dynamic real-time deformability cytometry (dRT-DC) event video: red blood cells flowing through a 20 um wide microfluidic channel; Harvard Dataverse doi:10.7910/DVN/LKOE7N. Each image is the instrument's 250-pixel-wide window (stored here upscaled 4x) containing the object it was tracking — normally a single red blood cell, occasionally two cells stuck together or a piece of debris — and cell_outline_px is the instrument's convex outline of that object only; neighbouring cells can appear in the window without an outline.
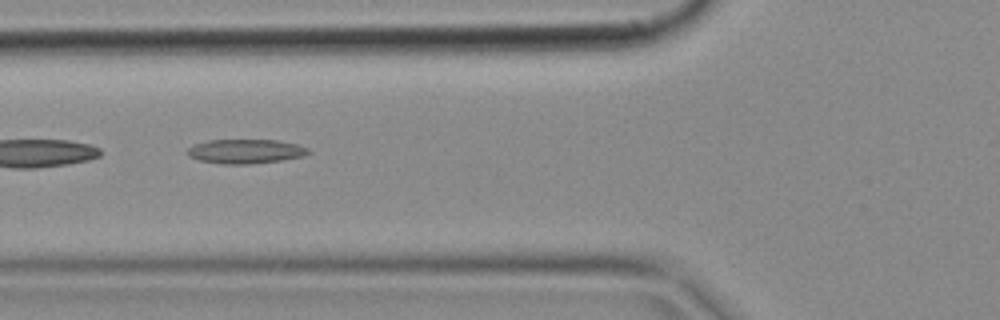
{"species": "common noctule bat (a hibernating species)", "species_latin": "Nyctalus noctula", "temperature_condition": "cold", "stored_images_in_passage": 6, "camera_frame_rate_fps": 3000, "um_per_image_px": 0.085, "animal": {"sex": "female", "body_mass_g": 18.4}, "frame": {"image": 1, "passage_image": 4, "time_ms": 1.0, "image_size_px": [1000, 320], "cell_outline_px": [[312, 152], [304, 156], [280, 160], [248, 164], [224, 164], [200, 160], [188, 156], [184, 152], [192, 144], [208, 140], [276, 140], [296, 144], [308, 148]], "centroid_in_image_um": [20.83, 12.86], "position_along_channel_um": 105.0, "area_um2": 17.17}}
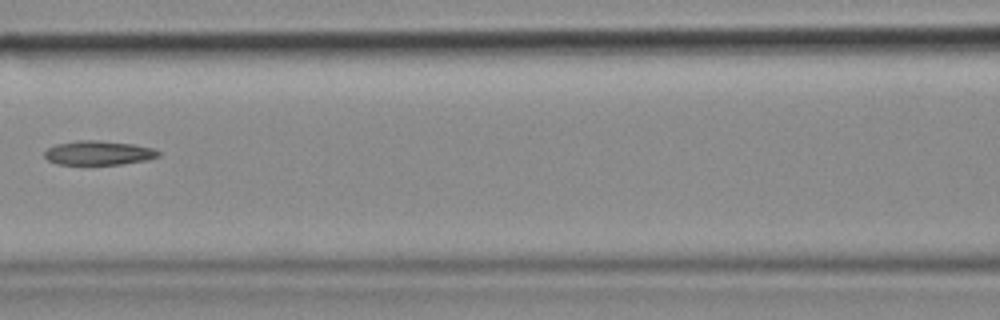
{"frame": {"image": 2, "passage_image": 5, "time_ms": 1.333, "image_size_px": [1000, 320], "cell_outline_px": [[160, 156], [148, 160], [120, 164], [56, 164], [48, 160], [44, 156], [44, 152], [48, 148], [56, 144], [76, 140], [100, 140], [132, 144], [152, 148], [160, 152]], "centroid_in_image_um": [8.37, 12.99], "position_along_channel_um": 158.2, "area_um2": 16.07}}